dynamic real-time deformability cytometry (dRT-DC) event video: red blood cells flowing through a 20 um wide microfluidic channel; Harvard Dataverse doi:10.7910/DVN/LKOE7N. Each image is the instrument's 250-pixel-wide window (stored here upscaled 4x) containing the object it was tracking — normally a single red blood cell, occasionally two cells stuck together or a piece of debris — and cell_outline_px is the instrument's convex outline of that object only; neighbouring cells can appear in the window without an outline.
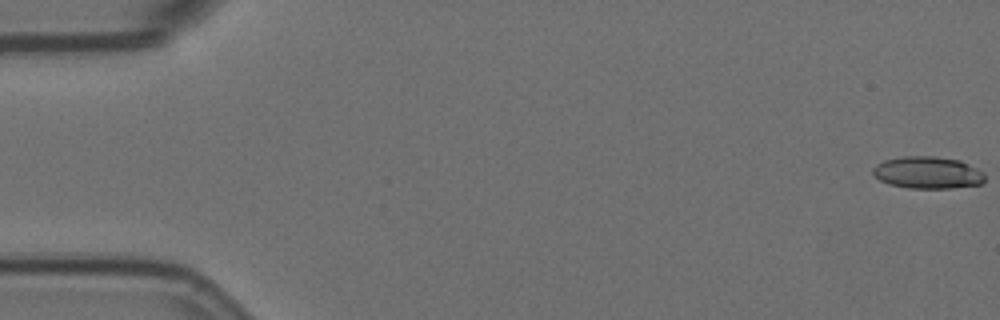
{"species": "Egyptian fruit bat (a non-hibernating species)", "species_latin": "Rousettus aegyptiacus", "temperature_condition": "room temperature", "stored_images_in_passage": 57, "camera_frame_rate_fps": 3000, "um_per_image_px": 0.085, "animal": {"sex": "female"}, "frame": {"image": 1, "passage_image": 1, "time_ms": 0.0, "image_size_px": [1000, 320], "cell_outline_px": [[984, 180], [980, 184], [952, 188], [908, 188], [888, 184], [880, 180], [872, 172], [872, 168], [876, 164], [884, 160], [900, 156], [936, 156], [960, 160], [984, 172]], "centroid_in_image_um": [78.83, 14.66], "position_along_channel_um": 6.2, "area_um2": 21.04}}
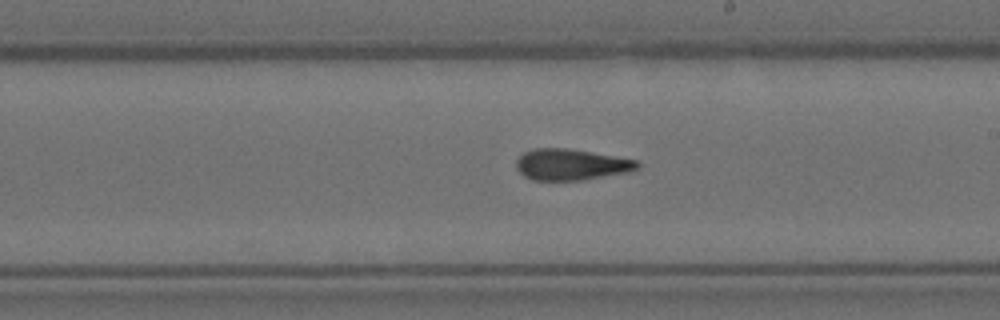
{"frame": {"image": 2, "passage_image": 33, "time_ms": 10.667, "image_size_px": [1000, 320], "cell_outline_px": [[640, 168], [632, 172], [580, 180], [532, 180], [524, 176], [516, 168], [516, 160], [524, 152], [536, 148], [568, 148], [636, 160], [640, 164]], "centroid_in_image_um": [48.56, 13.99], "position_along_channel_um": 240.4, "area_um2": 22.02}}
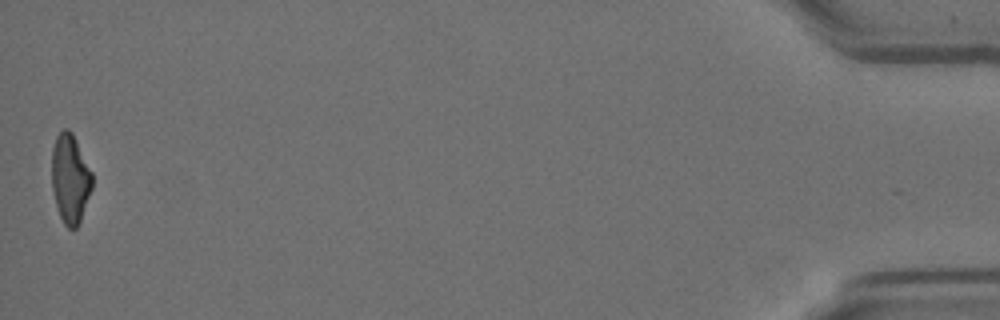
{"frame": {"image": 3, "passage_image": 57, "time_ms": 18.667, "image_size_px": [1000, 320], "cell_outline_px": [[92, 188], [80, 220], [76, 228], [68, 228], [64, 224], [60, 216], [56, 204], [52, 188], [52, 148], [56, 136], [64, 128], [68, 128], [72, 132], [92, 172]], "centroid_in_image_um": [5.96, 15.16], "position_along_channel_um": 429.2, "area_um2": 20.81}, "authors_computed_cell_mechanics": {"area_um2": 21.964, "velocity_mm_per_s": 3.5754, "shape_relaxation_time_tau1_ms": null, "shape_relaxation_time_tau2_ms": 3.1547, "deformation_change_tau1": null, "deformation_change_tau2": 0.1252}}